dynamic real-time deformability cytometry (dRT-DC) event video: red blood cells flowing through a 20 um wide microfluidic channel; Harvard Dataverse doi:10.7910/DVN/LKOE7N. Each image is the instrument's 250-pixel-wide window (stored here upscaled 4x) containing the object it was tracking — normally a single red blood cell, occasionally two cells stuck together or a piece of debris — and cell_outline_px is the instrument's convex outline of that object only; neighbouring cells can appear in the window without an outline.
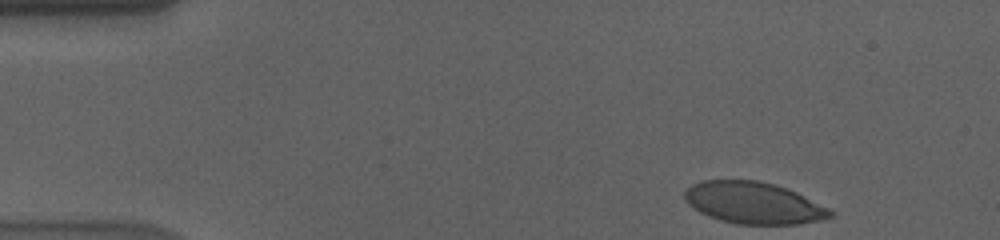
{"species": "human", "species_latin": "Homo sapiens", "temperature_condition": "cold", "stored_images_in_passage": 51, "camera_frame_rate_fps": 3000, "um_per_image_px": 0.085, "donor": {"sex": "male"}, "frame": {"image": 1, "passage_image": 1, "time_ms": 0.0, "image_size_px": [1000, 240], "cell_outline_px": [[832, 216], [824, 220], [800, 224], [736, 224], [720, 220], [708, 216], [692, 208], [684, 200], [684, 192], [692, 184], [700, 180], [756, 180], [776, 184], [796, 192], [828, 208], [832, 212]], "centroid_in_image_um": [64.02, 17.25], "position_along_channel_um": 21.0, "area_um2": 35.55}}
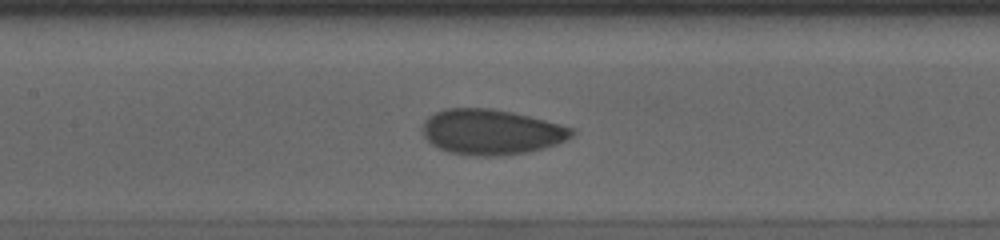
{"frame": {"image": 2, "passage_image": 21, "time_ms": 6.667, "image_size_px": [1000, 240], "cell_outline_px": [[576, 132], [572, 136], [556, 144], [544, 148], [528, 152], [504, 156], [468, 156], [448, 152], [432, 144], [424, 136], [424, 120], [428, 116], [444, 108], [488, 108], [512, 112], [560, 124], [572, 128]], "centroid_in_image_um": [41.75, 11.23], "position_along_channel_um": 165.6, "area_um2": 39.42}}
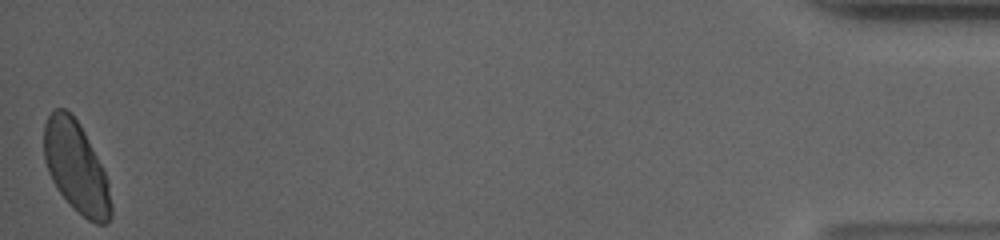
{"frame": {"image": 3, "passage_image": 51, "time_ms": 16.667, "image_size_px": [1000, 240], "cell_outline_px": [[112, 216], [104, 224], [96, 224], [88, 220], [72, 208], [56, 188], [48, 172], [44, 160], [44, 124], [48, 116], [56, 108], [64, 108], [80, 124], [104, 172], [108, 184], [112, 204]], "centroid_in_image_um": [6.45, 14.25], "position_along_channel_um": 428.7, "area_um2": 35.32}, "authors_computed_cell_mechanics": {"area_um2": 38.2058, "velocity_mm_per_s": 3.5596, "shape_relaxation_time_tau1_ms": 5.7559, "shape_relaxation_time_tau2_ms": 0.8553, "deformation_change_tau1": 0.1428, "deformation_change_tau2": 0.0376}}